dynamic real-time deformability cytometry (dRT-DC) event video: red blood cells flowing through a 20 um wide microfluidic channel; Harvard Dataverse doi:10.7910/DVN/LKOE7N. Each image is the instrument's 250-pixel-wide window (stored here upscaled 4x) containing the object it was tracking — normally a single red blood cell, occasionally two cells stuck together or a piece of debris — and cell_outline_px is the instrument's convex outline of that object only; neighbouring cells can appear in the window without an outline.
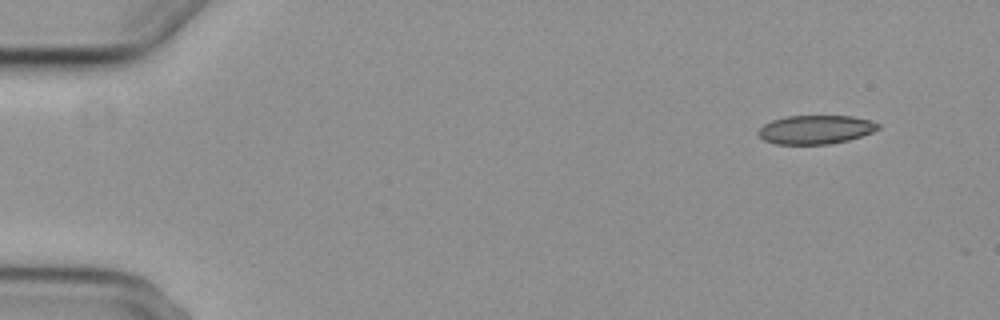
{"species": "common noctule bat (a hibernating species)", "species_latin": "Nyctalus noctula", "temperature_condition": "cold", "stored_images_in_passage": 5, "camera_frame_rate_fps": 3000, "um_per_image_px": 0.085, "animal": {"sex": "female", "body_mass_g": 29.2, "forearm_length_mm": 56.3}, "frame": {"image": 1, "passage_image": 5, "time_ms": 5.667, "image_size_px": [1000, 320], "cell_outline_px": [[880, 128], [872, 132], [848, 140], [828, 144], [776, 144], [764, 140], [756, 132], [764, 124], [772, 120], [788, 116], [852, 116], [868, 120], [880, 124]], "centroid_in_image_um": [69.31, 11.01], "position_along_channel_um": 15.7, "area_um2": 19.94}}